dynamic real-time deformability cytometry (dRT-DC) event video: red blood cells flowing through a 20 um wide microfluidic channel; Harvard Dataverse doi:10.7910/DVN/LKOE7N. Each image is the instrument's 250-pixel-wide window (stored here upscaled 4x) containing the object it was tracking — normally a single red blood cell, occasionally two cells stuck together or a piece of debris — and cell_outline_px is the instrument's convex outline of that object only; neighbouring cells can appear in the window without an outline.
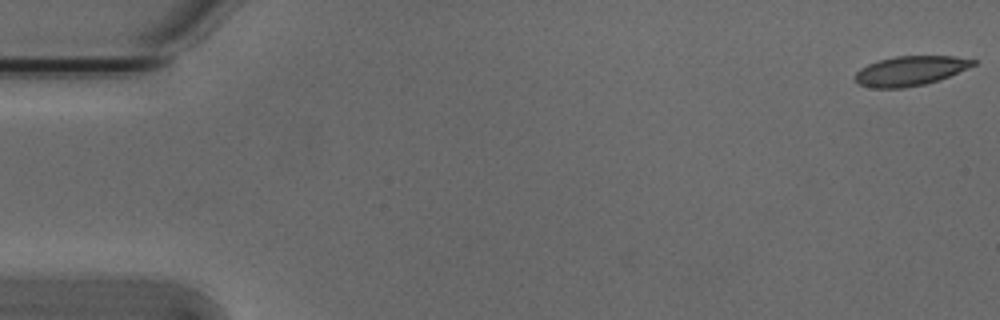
{"species": "Egyptian fruit bat (a non-hibernating species)", "species_latin": "Rousettus aegyptiacus", "temperature_condition": "cold", "stored_images_in_passage": 42, "camera_frame_rate_fps": 3000, "um_per_image_px": 0.085, "animal": {"sex": "male"}, "frame": {"image": 1, "passage_image": 1, "time_ms": 0.0, "image_size_px": [1000, 320], "cell_outline_px": [[976, 64], [940, 80], [924, 84], [904, 88], [872, 88], [860, 84], [852, 76], [860, 68], [868, 64], [880, 60], [896, 56], [956, 56], [976, 60]], "centroid_in_image_um": [77.36, 6.02], "position_along_channel_um": 7.6, "area_um2": 20.35}}
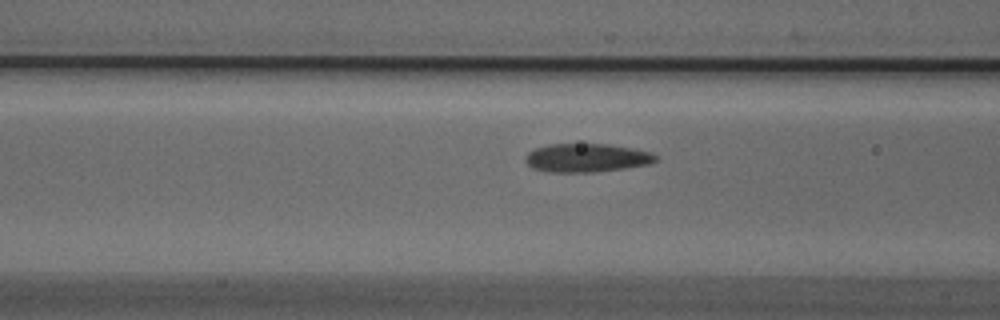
{"frame": {"image": 2, "passage_image": 21, "time_ms": 6.667, "image_size_px": [1000, 320], "cell_outline_px": [[660, 160], [648, 164], [624, 168], [596, 172], [544, 172], [532, 168], [524, 160], [524, 156], [528, 152], [536, 148], [548, 144], [608, 144], [632, 148], [652, 152]], "centroid_in_image_um": [49.85, 13.42], "position_along_channel_um": 116.8, "area_um2": 21.85}}
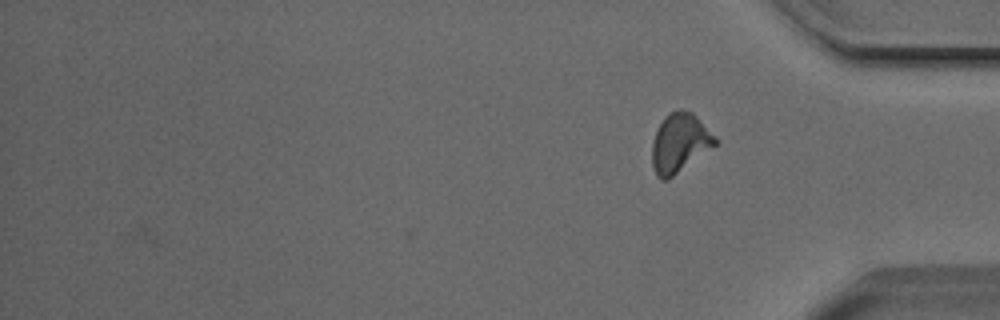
{"frame": {"image": 3, "passage_image": 42, "time_ms": 13.667, "image_size_px": [1000, 320], "cell_outline_px": [[716, 144], [668, 180], [660, 180], [656, 176], [652, 164], [652, 140], [664, 116], [680, 108], [692, 112], [716, 136]], "centroid_in_image_um": [57.75, 12.15], "position_along_channel_um": 377.5, "area_um2": 21.56}, "authors_computed_cell_mechanics": {"area_um2": 21.386, "velocity_mm_per_s": 3.8182, "shape_relaxation_time_tau1_ms": null, "shape_relaxation_time_tau2_ms": 2.6336, "deformation_change_tau1": null, "deformation_change_tau2": 0.0984}}